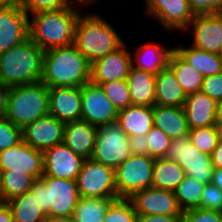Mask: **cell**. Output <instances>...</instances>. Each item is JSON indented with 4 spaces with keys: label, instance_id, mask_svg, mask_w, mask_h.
<instances>
[{
    "label": "cell",
    "instance_id": "8992f818",
    "mask_svg": "<svg viewBox=\"0 0 222 222\" xmlns=\"http://www.w3.org/2000/svg\"><path fill=\"white\" fill-rule=\"evenodd\" d=\"M43 213L50 217H72L80 199L76 180L42 176L30 189Z\"/></svg>",
    "mask_w": 222,
    "mask_h": 222
},
{
    "label": "cell",
    "instance_id": "74e56055",
    "mask_svg": "<svg viewBox=\"0 0 222 222\" xmlns=\"http://www.w3.org/2000/svg\"><path fill=\"white\" fill-rule=\"evenodd\" d=\"M145 138L148 142V156L154 158L164 157L170 146L171 139L156 126L152 127L145 135Z\"/></svg>",
    "mask_w": 222,
    "mask_h": 222
},
{
    "label": "cell",
    "instance_id": "ffe728a7",
    "mask_svg": "<svg viewBox=\"0 0 222 222\" xmlns=\"http://www.w3.org/2000/svg\"><path fill=\"white\" fill-rule=\"evenodd\" d=\"M49 114L64 124L81 120V87H48Z\"/></svg>",
    "mask_w": 222,
    "mask_h": 222
},
{
    "label": "cell",
    "instance_id": "d4e9b609",
    "mask_svg": "<svg viewBox=\"0 0 222 222\" xmlns=\"http://www.w3.org/2000/svg\"><path fill=\"white\" fill-rule=\"evenodd\" d=\"M173 49L153 42L140 45L136 48L135 55L132 54V67L156 75L168 66Z\"/></svg>",
    "mask_w": 222,
    "mask_h": 222
},
{
    "label": "cell",
    "instance_id": "e575fe53",
    "mask_svg": "<svg viewBox=\"0 0 222 222\" xmlns=\"http://www.w3.org/2000/svg\"><path fill=\"white\" fill-rule=\"evenodd\" d=\"M100 86L118 111H121L131 105L127 79L101 83Z\"/></svg>",
    "mask_w": 222,
    "mask_h": 222
},
{
    "label": "cell",
    "instance_id": "cb8c5ba5",
    "mask_svg": "<svg viewBox=\"0 0 222 222\" xmlns=\"http://www.w3.org/2000/svg\"><path fill=\"white\" fill-rule=\"evenodd\" d=\"M116 123L127 136H145L154 126L153 106L130 105L118 111Z\"/></svg>",
    "mask_w": 222,
    "mask_h": 222
},
{
    "label": "cell",
    "instance_id": "9f6ffc18",
    "mask_svg": "<svg viewBox=\"0 0 222 222\" xmlns=\"http://www.w3.org/2000/svg\"><path fill=\"white\" fill-rule=\"evenodd\" d=\"M15 2L16 0H0V8L10 6L11 4Z\"/></svg>",
    "mask_w": 222,
    "mask_h": 222
},
{
    "label": "cell",
    "instance_id": "f546056e",
    "mask_svg": "<svg viewBox=\"0 0 222 222\" xmlns=\"http://www.w3.org/2000/svg\"><path fill=\"white\" fill-rule=\"evenodd\" d=\"M185 176V171L176 161L168 160L164 157L155 158L152 180L153 187L174 191L184 180Z\"/></svg>",
    "mask_w": 222,
    "mask_h": 222
},
{
    "label": "cell",
    "instance_id": "5b68a950",
    "mask_svg": "<svg viewBox=\"0 0 222 222\" xmlns=\"http://www.w3.org/2000/svg\"><path fill=\"white\" fill-rule=\"evenodd\" d=\"M49 115V90L41 81L7 88L5 118L22 129Z\"/></svg>",
    "mask_w": 222,
    "mask_h": 222
},
{
    "label": "cell",
    "instance_id": "11a10c76",
    "mask_svg": "<svg viewBox=\"0 0 222 222\" xmlns=\"http://www.w3.org/2000/svg\"><path fill=\"white\" fill-rule=\"evenodd\" d=\"M217 120H222V99L217 101Z\"/></svg>",
    "mask_w": 222,
    "mask_h": 222
},
{
    "label": "cell",
    "instance_id": "c3c4849f",
    "mask_svg": "<svg viewBox=\"0 0 222 222\" xmlns=\"http://www.w3.org/2000/svg\"><path fill=\"white\" fill-rule=\"evenodd\" d=\"M0 222H13L11 210L6 202L0 204Z\"/></svg>",
    "mask_w": 222,
    "mask_h": 222
},
{
    "label": "cell",
    "instance_id": "6f0895ef",
    "mask_svg": "<svg viewBox=\"0 0 222 222\" xmlns=\"http://www.w3.org/2000/svg\"><path fill=\"white\" fill-rule=\"evenodd\" d=\"M4 203L3 194L1 190V178H0V204Z\"/></svg>",
    "mask_w": 222,
    "mask_h": 222
},
{
    "label": "cell",
    "instance_id": "681fc988",
    "mask_svg": "<svg viewBox=\"0 0 222 222\" xmlns=\"http://www.w3.org/2000/svg\"><path fill=\"white\" fill-rule=\"evenodd\" d=\"M6 92L7 88L0 83V118L5 116Z\"/></svg>",
    "mask_w": 222,
    "mask_h": 222
},
{
    "label": "cell",
    "instance_id": "f1b7e54d",
    "mask_svg": "<svg viewBox=\"0 0 222 222\" xmlns=\"http://www.w3.org/2000/svg\"><path fill=\"white\" fill-rule=\"evenodd\" d=\"M168 67L174 72L186 96L201 91L204 76L189 65L174 49L170 54Z\"/></svg>",
    "mask_w": 222,
    "mask_h": 222
},
{
    "label": "cell",
    "instance_id": "db71d44e",
    "mask_svg": "<svg viewBox=\"0 0 222 222\" xmlns=\"http://www.w3.org/2000/svg\"><path fill=\"white\" fill-rule=\"evenodd\" d=\"M217 137L219 141H222V120H217L216 123L214 124Z\"/></svg>",
    "mask_w": 222,
    "mask_h": 222
},
{
    "label": "cell",
    "instance_id": "f35d334b",
    "mask_svg": "<svg viewBox=\"0 0 222 222\" xmlns=\"http://www.w3.org/2000/svg\"><path fill=\"white\" fill-rule=\"evenodd\" d=\"M16 2L28 15L59 10L71 4V0H16Z\"/></svg>",
    "mask_w": 222,
    "mask_h": 222
},
{
    "label": "cell",
    "instance_id": "484cf974",
    "mask_svg": "<svg viewBox=\"0 0 222 222\" xmlns=\"http://www.w3.org/2000/svg\"><path fill=\"white\" fill-rule=\"evenodd\" d=\"M155 86V105L183 107L187 96L168 66L156 74Z\"/></svg>",
    "mask_w": 222,
    "mask_h": 222
},
{
    "label": "cell",
    "instance_id": "4fadbf2b",
    "mask_svg": "<svg viewBox=\"0 0 222 222\" xmlns=\"http://www.w3.org/2000/svg\"><path fill=\"white\" fill-rule=\"evenodd\" d=\"M23 172L35 179L44 173L43 152L29 146L23 140L0 152V171Z\"/></svg>",
    "mask_w": 222,
    "mask_h": 222
},
{
    "label": "cell",
    "instance_id": "60d3db41",
    "mask_svg": "<svg viewBox=\"0 0 222 222\" xmlns=\"http://www.w3.org/2000/svg\"><path fill=\"white\" fill-rule=\"evenodd\" d=\"M199 208L222 212V190L212 183L205 184Z\"/></svg>",
    "mask_w": 222,
    "mask_h": 222
},
{
    "label": "cell",
    "instance_id": "d590c367",
    "mask_svg": "<svg viewBox=\"0 0 222 222\" xmlns=\"http://www.w3.org/2000/svg\"><path fill=\"white\" fill-rule=\"evenodd\" d=\"M137 214L129 198L114 199L106 211L104 222H136Z\"/></svg>",
    "mask_w": 222,
    "mask_h": 222
},
{
    "label": "cell",
    "instance_id": "4316f807",
    "mask_svg": "<svg viewBox=\"0 0 222 222\" xmlns=\"http://www.w3.org/2000/svg\"><path fill=\"white\" fill-rule=\"evenodd\" d=\"M155 74L131 67L127 76L131 105H155Z\"/></svg>",
    "mask_w": 222,
    "mask_h": 222
},
{
    "label": "cell",
    "instance_id": "d6a6232c",
    "mask_svg": "<svg viewBox=\"0 0 222 222\" xmlns=\"http://www.w3.org/2000/svg\"><path fill=\"white\" fill-rule=\"evenodd\" d=\"M0 178L4 202L30 191L35 180L30 174L8 170L0 171Z\"/></svg>",
    "mask_w": 222,
    "mask_h": 222
},
{
    "label": "cell",
    "instance_id": "8d00e7d4",
    "mask_svg": "<svg viewBox=\"0 0 222 222\" xmlns=\"http://www.w3.org/2000/svg\"><path fill=\"white\" fill-rule=\"evenodd\" d=\"M189 139L197 149L209 155L219 142L214 126L190 129Z\"/></svg>",
    "mask_w": 222,
    "mask_h": 222
},
{
    "label": "cell",
    "instance_id": "b9f144b4",
    "mask_svg": "<svg viewBox=\"0 0 222 222\" xmlns=\"http://www.w3.org/2000/svg\"><path fill=\"white\" fill-rule=\"evenodd\" d=\"M181 222H222V212L200 208L189 209L182 212Z\"/></svg>",
    "mask_w": 222,
    "mask_h": 222
},
{
    "label": "cell",
    "instance_id": "ab89813d",
    "mask_svg": "<svg viewBox=\"0 0 222 222\" xmlns=\"http://www.w3.org/2000/svg\"><path fill=\"white\" fill-rule=\"evenodd\" d=\"M22 140V128L5 117L0 118V152L19 144Z\"/></svg>",
    "mask_w": 222,
    "mask_h": 222
},
{
    "label": "cell",
    "instance_id": "bcb514c9",
    "mask_svg": "<svg viewBox=\"0 0 222 222\" xmlns=\"http://www.w3.org/2000/svg\"><path fill=\"white\" fill-rule=\"evenodd\" d=\"M182 216L143 215L137 216L136 222H181Z\"/></svg>",
    "mask_w": 222,
    "mask_h": 222
},
{
    "label": "cell",
    "instance_id": "9a60e30c",
    "mask_svg": "<svg viewBox=\"0 0 222 222\" xmlns=\"http://www.w3.org/2000/svg\"><path fill=\"white\" fill-rule=\"evenodd\" d=\"M146 13L168 31L183 32L193 19L188 0H145Z\"/></svg>",
    "mask_w": 222,
    "mask_h": 222
},
{
    "label": "cell",
    "instance_id": "9c48e42d",
    "mask_svg": "<svg viewBox=\"0 0 222 222\" xmlns=\"http://www.w3.org/2000/svg\"><path fill=\"white\" fill-rule=\"evenodd\" d=\"M130 155L128 136L116 122L98 127L92 160L115 170Z\"/></svg>",
    "mask_w": 222,
    "mask_h": 222
},
{
    "label": "cell",
    "instance_id": "ee69618b",
    "mask_svg": "<svg viewBox=\"0 0 222 222\" xmlns=\"http://www.w3.org/2000/svg\"><path fill=\"white\" fill-rule=\"evenodd\" d=\"M201 91L216 102L222 99V73L204 77Z\"/></svg>",
    "mask_w": 222,
    "mask_h": 222
},
{
    "label": "cell",
    "instance_id": "680465c9",
    "mask_svg": "<svg viewBox=\"0 0 222 222\" xmlns=\"http://www.w3.org/2000/svg\"><path fill=\"white\" fill-rule=\"evenodd\" d=\"M218 56H219V58H220V60H221V62H222V47H221V49H220V51H219V53H218Z\"/></svg>",
    "mask_w": 222,
    "mask_h": 222
},
{
    "label": "cell",
    "instance_id": "7dc6e473",
    "mask_svg": "<svg viewBox=\"0 0 222 222\" xmlns=\"http://www.w3.org/2000/svg\"><path fill=\"white\" fill-rule=\"evenodd\" d=\"M211 161L214 169H222V141H219L212 151Z\"/></svg>",
    "mask_w": 222,
    "mask_h": 222
},
{
    "label": "cell",
    "instance_id": "44dd1931",
    "mask_svg": "<svg viewBox=\"0 0 222 222\" xmlns=\"http://www.w3.org/2000/svg\"><path fill=\"white\" fill-rule=\"evenodd\" d=\"M183 109L190 129L214 126L217 121V102L202 91L188 95Z\"/></svg>",
    "mask_w": 222,
    "mask_h": 222
},
{
    "label": "cell",
    "instance_id": "277c9868",
    "mask_svg": "<svg viewBox=\"0 0 222 222\" xmlns=\"http://www.w3.org/2000/svg\"><path fill=\"white\" fill-rule=\"evenodd\" d=\"M124 43L112 24L99 14H80L75 27L74 45L90 63L115 51Z\"/></svg>",
    "mask_w": 222,
    "mask_h": 222
},
{
    "label": "cell",
    "instance_id": "7bdbcfd3",
    "mask_svg": "<svg viewBox=\"0 0 222 222\" xmlns=\"http://www.w3.org/2000/svg\"><path fill=\"white\" fill-rule=\"evenodd\" d=\"M188 4L194 15L222 12V0H188Z\"/></svg>",
    "mask_w": 222,
    "mask_h": 222
},
{
    "label": "cell",
    "instance_id": "83f0119b",
    "mask_svg": "<svg viewBox=\"0 0 222 222\" xmlns=\"http://www.w3.org/2000/svg\"><path fill=\"white\" fill-rule=\"evenodd\" d=\"M189 46L185 47L179 44L174 47V50L204 77L222 73V62L218 54Z\"/></svg>",
    "mask_w": 222,
    "mask_h": 222
},
{
    "label": "cell",
    "instance_id": "2e32d148",
    "mask_svg": "<svg viewBox=\"0 0 222 222\" xmlns=\"http://www.w3.org/2000/svg\"><path fill=\"white\" fill-rule=\"evenodd\" d=\"M29 38V15L17 4L0 8V54Z\"/></svg>",
    "mask_w": 222,
    "mask_h": 222
},
{
    "label": "cell",
    "instance_id": "d6986e66",
    "mask_svg": "<svg viewBox=\"0 0 222 222\" xmlns=\"http://www.w3.org/2000/svg\"><path fill=\"white\" fill-rule=\"evenodd\" d=\"M65 124L52 115L37 119L22 129L23 141L44 152L63 142Z\"/></svg>",
    "mask_w": 222,
    "mask_h": 222
},
{
    "label": "cell",
    "instance_id": "7a4b0ae2",
    "mask_svg": "<svg viewBox=\"0 0 222 222\" xmlns=\"http://www.w3.org/2000/svg\"><path fill=\"white\" fill-rule=\"evenodd\" d=\"M71 3L55 11L35 12L29 19V38L44 52L74 44L75 27L81 14Z\"/></svg>",
    "mask_w": 222,
    "mask_h": 222
},
{
    "label": "cell",
    "instance_id": "e0dca14e",
    "mask_svg": "<svg viewBox=\"0 0 222 222\" xmlns=\"http://www.w3.org/2000/svg\"><path fill=\"white\" fill-rule=\"evenodd\" d=\"M125 44L91 63L90 82L100 85L127 79L132 67V54Z\"/></svg>",
    "mask_w": 222,
    "mask_h": 222
},
{
    "label": "cell",
    "instance_id": "1f68e13d",
    "mask_svg": "<svg viewBox=\"0 0 222 222\" xmlns=\"http://www.w3.org/2000/svg\"><path fill=\"white\" fill-rule=\"evenodd\" d=\"M117 198L80 197L74 209V222H104L109 204Z\"/></svg>",
    "mask_w": 222,
    "mask_h": 222
},
{
    "label": "cell",
    "instance_id": "836d02e7",
    "mask_svg": "<svg viewBox=\"0 0 222 222\" xmlns=\"http://www.w3.org/2000/svg\"><path fill=\"white\" fill-rule=\"evenodd\" d=\"M204 186V183L188 175L184 177V180L174 190L177 203L182 211L200 207Z\"/></svg>",
    "mask_w": 222,
    "mask_h": 222
},
{
    "label": "cell",
    "instance_id": "816d5d0a",
    "mask_svg": "<svg viewBox=\"0 0 222 222\" xmlns=\"http://www.w3.org/2000/svg\"><path fill=\"white\" fill-rule=\"evenodd\" d=\"M44 222H74L72 217H50L47 216Z\"/></svg>",
    "mask_w": 222,
    "mask_h": 222
},
{
    "label": "cell",
    "instance_id": "f6af8a7d",
    "mask_svg": "<svg viewBox=\"0 0 222 222\" xmlns=\"http://www.w3.org/2000/svg\"><path fill=\"white\" fill-rule=\"evenodd\" d=\"M131 154L148 155V142L145 136H128Z\"/></svg>",
    "mask_w": 222,
    "mask_h": 222
},
{
    "label": "cell",
    "instance_id": "3957f363",
    "mask_svg": "<svg viewBox=\"0 0 222 222\" xmlns=\"http://www.w3.org/2000/svg\"><path fill=\"white\" fill-rule=\"evenodd\" d=\"M44 51L30 38L0 54V83L6 88L41 81Z\"/></svg>",
    "mask_w": 222,
    "mask_h": 222
},
{
    "label": "cell",
    "instance_id": "30bf717a",
    "mask_svg": "<svg viewBox=\"0 0 222 222\" xmlns=\"http://www.w3.org/2000/svg\"><path fill=\"white\" fill-rule=\"evenodd\" d=\"M76 183L80 197L118 198L115 170L91 158L83 161Z\"/></svg>",
    "mask_w": 222,
    "mask_h": 222
},
{
    "label": "cell",
    "instance_id": "7402d4cb",
    "mask_svg": "<svg viewBox=\"0 0 222 222\" xmlns=\"http://www.w3.org/2000/svg\"><path fill=\"white\" fill-rule=\"evenodd\" d=\"M97 131L98 127L82 120L66 123L63 142L75 154L89 159L96 144Z\"/></svg>",
    "mask_w": 222,
    "mask_h": 222
},
{
    "label": "cell",
    "instance_id": "52a82bcc",
    "mask_svg": "<svg viewBox=\"0 0 222 222\" xmlns=\"http://www.w3.org/2000/svg\"><path fill=\"white\" fill-rule=\"evenodd\" d=\"M155 158L131 154L115 169L118 198H130L135 192L152 186Z\"/></svg>",
    "mask_w": 222,
    "mask_h": 222
},
{
    "label": "cell",
    "instance_id": "5bb4252c",
    "mask_svg": "<svg viewBox=\"0 0 222 222\" xmlns=\"http://www.w3.org/2000/svg\"><path fill=\"white\" fill-rule=\"evenodd\" d=\"M191 30V46L218 54L222 47V12L194 15L183 33Z\"/></svg>",
    "mask_w": 222,
    "mask_h": 222
},
{
    "label": "cell",
    "instance_id": "7c38bea8",
    "mask_svg": "<svg viewBox=\"0 0 222 222\" xmlns=\"http://www.w3.org/2000/svg\"><path fill=\"white\" fill-rule=\"evenodd\" d=\"M137 216H182L174 191L148 187L135 192L130 198Z\"/></svg>",
    "mask_w": 222,
    "mask_h": 222
},
{
    "label": "cell",
    "instance_id": "ac0fdd59",
    "mask_svg": "<svg viewBox=\"0 0 222 222\" xmlns=\"http://www.w3.org/2000/svg\"><path fill=\"white\" fill-rule=\"evenodd\" d=\"M84 160L64 142L59 143L43 152V176L76 180Z\"/></svg>",
    "mask_w": 222,
    "mask_h": 222
},
{
    "label": "cell",
    "instance_id": "6da1fadb",
    "mask_svg": "<svg viewBox=\"0 0 222 222\" xmlns=\"http://www.w3.org/2000/svg\"><path fill=\"white\" fill-rule=\"evenodd\" d=\"M91 63L74 44L43 54L41 82L47 87H81L90 82Z\"/></svg>",
    "mask_w": 222,
    "mask_h": 222
},
{
    "label": "cell",
    "instance_id": "8fae6325",
    "mask_svg": "<svg viewBox=\"0 0 222 222\" xmlns=\"http://www.w3.org/2000/svg\"><path fill=\"white\" fill-rule=\"evenodd\" d=\"M81 120L100 127L115 123L118 110L111 103L100 85L88 82L81 86Z\"/></svg>",
    "mask_w": 222,
    "mask_h": 222
},
{
    "label": "cell",
    "instance_id": "603a6c76",
    "mask_svg": "<svg viewBox=\"0 0 222 222\" xmlns=\"http://www.w3.org/2000/svg\"><path fill=\"white\" fill-rule=\"evenodd\" d=\"M154 126L159 128L171 140L189 138V130L183 107L153 106Z\"/></svg>",
    "mask_w": 222,
    "mask_h": 222
},
{
    "label": "cell",
    "instance_id": "f5cc1de1",
    "mask_svg": "<svg viewBox=\"0 0 222 222\" xmlns=\"http://www.w3.org/2000/svg\"><path fill=\"white\" fill-rule=\"evenodd\" d=\"M96 0H71V3L73 4H77V6H79L80 8L84 9V7H86V5H90V4H94L93 2H95ZM98 1V0H97Z\"/></svg>",
    "mask_w": 222,
    "mask_h": 222
},
{
    "label": "cell",
    "instance_id": "ba28073f",
    "mask_svg": "<svg viewBox=\"0 0 222 222\" xmlns=\"http://www.w3.org/2000/svg\"><path fill=\"white\" fill-rule=\"evenodd\" d=\"M165 159L176 161L186 175L204 184L211 183L214 167L211 155L201 152L189 138H175L164 155Z\"/></svg>",
    "mask_w": 222,
    "mask_h": 222
},
{
    "label": "cell",
    "instance_id": "f907efd6",
    "mask_svg": "<svg viewBox=\"0 0 222 222\" xmlns=\"http://www.w3.org/2000/svg\"><path fill=\"white\" fill-rule=\"evenodd\" d=\"M211 183L222 190V169H214Z\"/></svg>",
    "mask_w": 222,
    "mask_h": 222
},
{
    "label": "cell",
    "instance_id": "4dcf8cb0",
    "mask_svg": "<svg viewBox=\"0 0 222 222\" xmlns=\"http://www.w3.org/2000/svg\"><path fill=\"white\" fill-rule=\"evenodd\" d=\"M11 210L13 222H44L47 217L31 191L6 202Z\"/></svg>",
    "mask_w": 222,
    "mask_h": 222
}]
</instances>
